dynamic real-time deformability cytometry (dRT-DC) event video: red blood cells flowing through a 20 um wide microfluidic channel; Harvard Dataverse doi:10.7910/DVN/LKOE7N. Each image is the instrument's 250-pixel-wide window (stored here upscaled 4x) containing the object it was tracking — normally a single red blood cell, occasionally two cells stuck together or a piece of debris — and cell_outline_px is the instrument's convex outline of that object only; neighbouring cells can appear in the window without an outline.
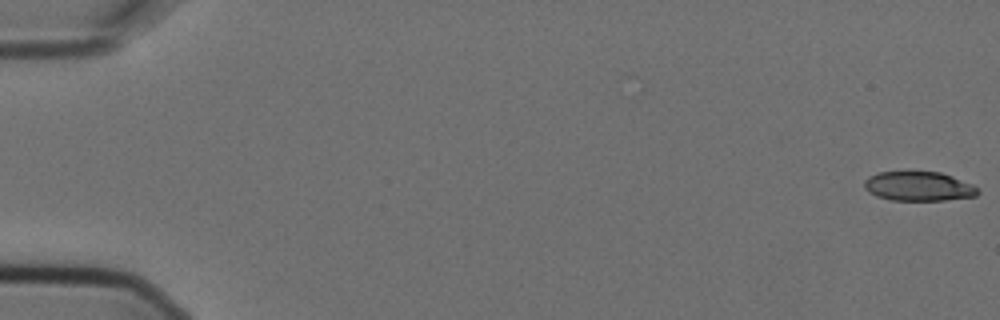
{"species": "Egyptian fruit bat (a non-hibernating species)", "species_latin": "Rousettus aegyptiacus", "temperature_condition": "cold", "stored_images_in_passage": 2, "camera_frame_rate_fps": 3000, "um_per_image_px": 0.085, "animal": {"sex": "female"}, "frame": {"image": 1, "passage_image": 1, "time_ms": 0.0, "image_size_px": [1000, 320], "cell_outline_px": [[980, 192], [976, 196], [944, 200], [892, 200], [876, 196], [868, 192], [864, 188], [864, 180], [868, 176], [880, 172], [940, 172], [952, 176], [972, 184]], "centroid_in_image_um": [78.06, 15.84], "position_along_channel_um": 6.9, "area_um2": 19.36}}